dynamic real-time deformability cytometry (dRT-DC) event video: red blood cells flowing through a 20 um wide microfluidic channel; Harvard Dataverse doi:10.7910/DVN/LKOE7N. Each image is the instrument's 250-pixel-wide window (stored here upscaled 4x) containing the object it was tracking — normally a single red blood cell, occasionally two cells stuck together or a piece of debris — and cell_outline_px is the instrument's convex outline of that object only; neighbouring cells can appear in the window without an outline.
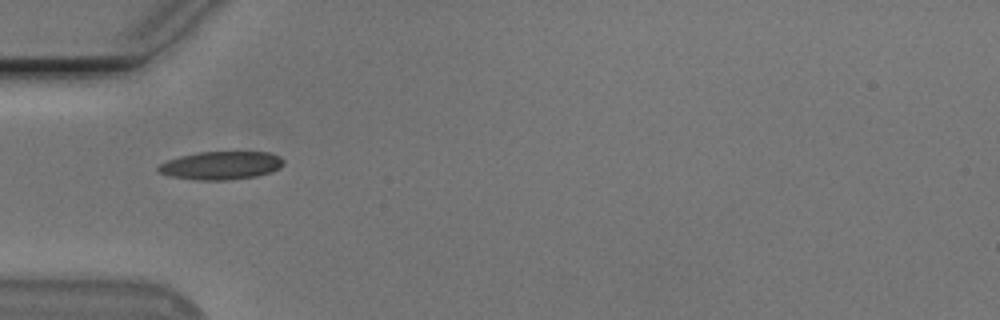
{"species": "Egyptian fruit bat (a non-hibernating species)", "species_latin": "Rousettus aegyptiacus", "temperature_condition": "cold", "stored_images_in_passage": 37, "camera_frame_rate_fps": 3000, "um_per_image_px": 0.085, "animal": {"sex": "male"}, "frame": {"image": 1, "passage_image": 1, "time_ms": 0.0, "image_size_px": [1000, 320], "cell_outline_px": [[284, 164], [280, 168], [256, 176], [228, 180], [196, 180], [172, 176], [160, 172], [156, 168], [160, 164], [168, 160], [180, 156], [200, 152], [268, 152], [280, 156], [284, 160]], "centroid_in_image_um": [18.81, 14.06], "position_along_channel_um": 66.2, "area_um2": 20.4}}
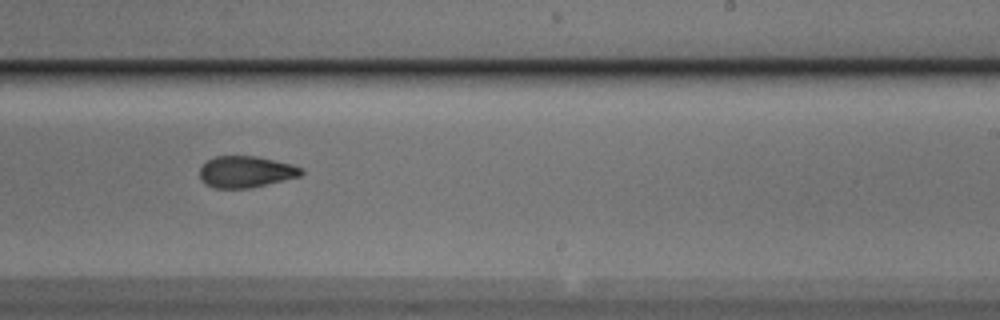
{"frame": {"image": 2, "passage_image": 17, "time_ms": 5.333, "image_size_px": [1000, 320], "cell_outline_px": [[304, 172], [300, 176], [248, 188], [212, 188], [204, 184], [200, 180], [200, 168], [208, 160], [216, 156], [256, 156], [292, 164], [304, 168]], "centroid_in_image_um": [20.88, 14.6], "position_along_channel_um": 268.1, "area_um2": 18.61}}
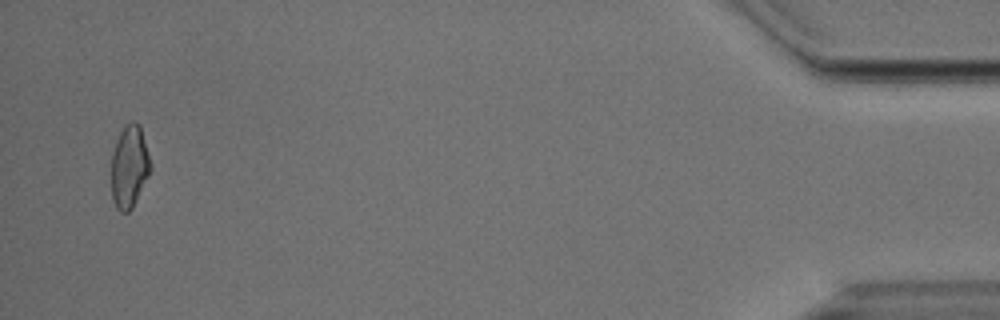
{"frame": {"image": 3, "passage_image": 36, "time_ms": 11.667, "image_size_px": [1000, 320], "cell_outline_px": [[152, 168], [132, 208], [128, 212], [120, 212], [116, 208], [112, 200], [112, 152], [116, 140], [120, 132], [128, 124], [140, 124], [152, 164]], "centroid_in_image_um": [11.0, 14.19], "position_along_channel_um": 424.2, "area_um2": 18.67}, "authors_computed_cell_mechanics": {"area_um2": 18.9584, "velocity_mm_per_s": 3.7977, "shape_relaxation_time_tau1_ms": 6.9983, "shape_relaxation_time_tau2_ms": 2.5218, "deformation_change_tau1": 0.1733, "deformation_change_tau2": 0.098}}